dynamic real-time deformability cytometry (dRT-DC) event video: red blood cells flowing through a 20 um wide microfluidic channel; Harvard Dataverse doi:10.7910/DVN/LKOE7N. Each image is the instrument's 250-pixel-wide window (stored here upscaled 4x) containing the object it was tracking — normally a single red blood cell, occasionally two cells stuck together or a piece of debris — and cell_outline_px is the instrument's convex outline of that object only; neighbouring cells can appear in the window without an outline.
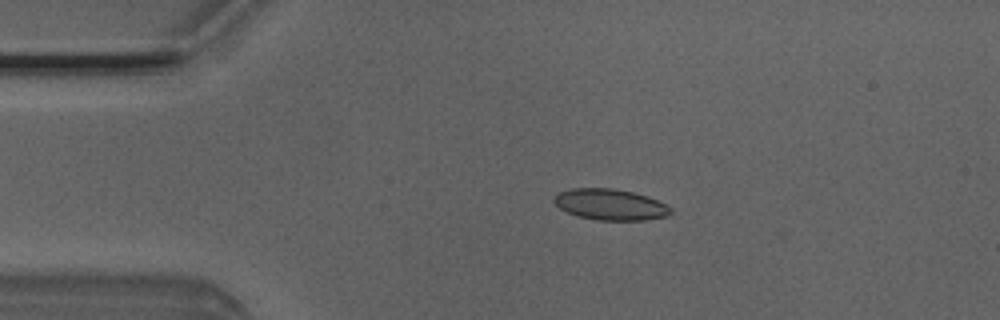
{"species": "Egyptian fruit bat (a non-hibernating species)", "species_latin": "Rousettus aegyptiacus", "temperature_condition": "room temperature", "stored_images_in_passage": 4, "camera_frame_rate_fps": 3000, "um_per_image_px": 0.085, "animal": {"sex": "male"}, "frame": {"image": 1, "passage_image": 3, "time_ms": 0.667, "image_size_px": [1000, 320], "cell_outline_px": [[672, 212], [668, 216], [644, 220], [596, 220], [576, 216], [560, 208], [552, 200], [560, 192], [572, 188], [612, 188], [632, 192], [648, 196], [672, 208]], "centroid_in_image_um": [51.88, 17.39], "position_along_channel_um": 33.1, "area_um2": 21.04}}